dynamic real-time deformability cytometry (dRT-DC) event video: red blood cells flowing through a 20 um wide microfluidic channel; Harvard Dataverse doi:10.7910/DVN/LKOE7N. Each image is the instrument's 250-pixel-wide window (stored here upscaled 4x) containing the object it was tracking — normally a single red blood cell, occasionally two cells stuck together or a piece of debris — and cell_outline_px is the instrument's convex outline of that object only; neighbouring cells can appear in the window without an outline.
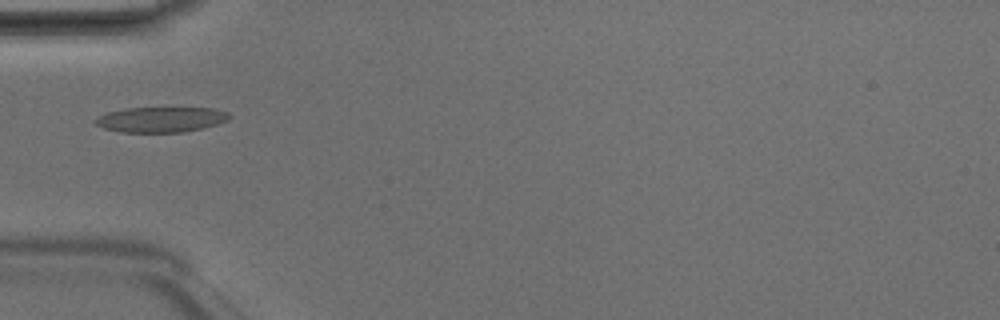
{"species": "Egyptian fruit bat (a non-hibernating species)", "species_latin": "Rousettus aegyptiacus", "temperature_condition": "room temperature", "stored_images_in_passage": 6, "camera_frame_rate_fps": 3000, "um_per_image_px": 0.085, "animal": {"sex": "male"}, "frame": {"image": 1, "passage_image": 5, "time_ms": 1.333, "image_size_px": [1000, 320], "cell_outline_px": [[232, 116], [228, 120], [216, 124], [184, 132], [120, 132], [104, 128], [96, 124], [96, 120], [100, 116], [108, 112], [124, 108], [212, 108], [228, 112]], "centroid_in_image_um": [13.71, 10.15], "position_along_channel_um": 71.3, "area_um2": 19.54}}